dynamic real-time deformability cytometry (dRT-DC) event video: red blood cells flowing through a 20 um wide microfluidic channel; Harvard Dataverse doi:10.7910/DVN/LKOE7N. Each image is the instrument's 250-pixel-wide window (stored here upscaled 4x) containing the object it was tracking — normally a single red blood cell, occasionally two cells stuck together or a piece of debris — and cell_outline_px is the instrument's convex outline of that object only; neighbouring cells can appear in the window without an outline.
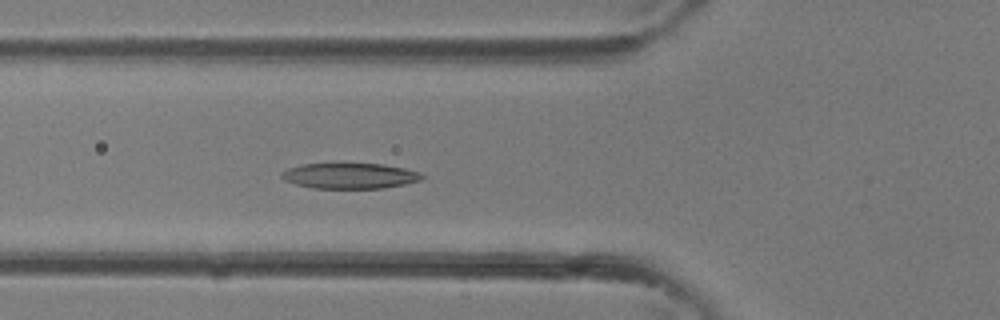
{"species": "common noctule bat (a hibernating species)", "species_latin": "Nyctalus noctula", "temperature_condition": "room temperature", "stored_images_in_passage": 36, "camera_frame_rate_fps": 3000, "um_per_image_px": 0.085, "animal": {"sex": "female"}, "frame": {"image": 1, "passage_image": 13, "time_ms": 4.0, "image_size_px": [1000, 320], "cell_outline_px": [[424, 176], [420, 180], [404, 184], [384, 188], [312, 188], [296, 184], [284, 180], [280, 176], [280, 172], [288, 168], [304, 164], [380, 164], [404, 168], [420, 172]], "centroid_in_image_um": [29.71, 14.95], "position_along_channel_um": 96.1, "area_um2": 20.75}}
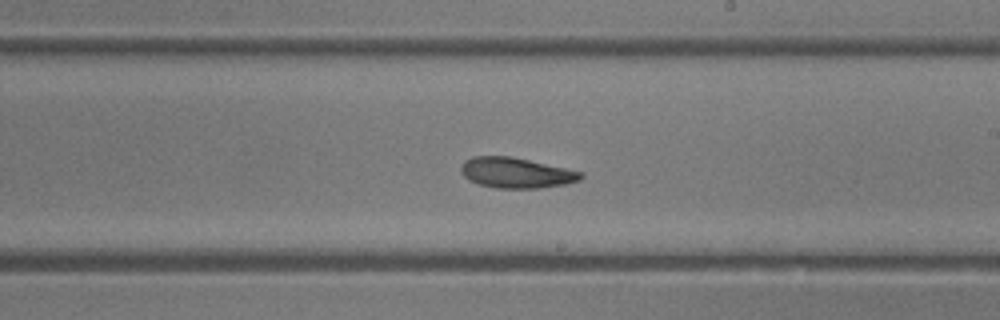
{"frame": {"image": 2, "passage_image": 21, "time_ms": 6.667, "image_size_px": [1000, 320], "cell_outline_px": [[584, 176], [580, 180], [564, 184], [540, 188], [496, 188], [480, 184], [468, 180], [460, 172], [460, 168], [464, 160], [472, 156], [512, 156], [584, 172]], "centroid_in_image_um": [43.86, 14.68], "position_along_channel_um": 245.1, "area_um2": 21.39}}
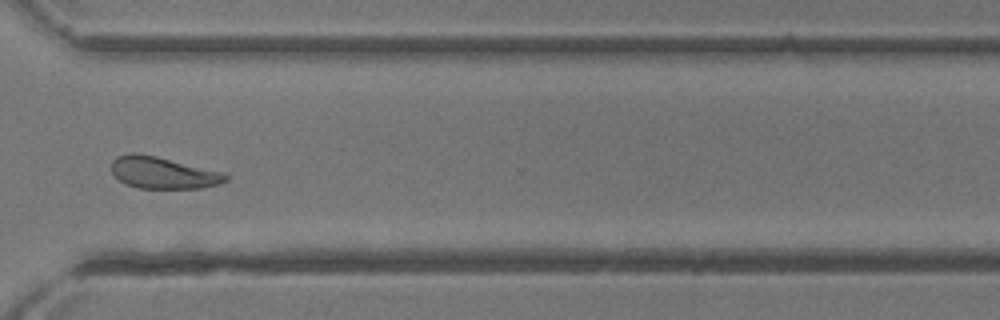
{"frame": {"image": 3, "passage_image": 27, "time_ms": 8.667, "image_size_px": [1000, 320], "cell_outline_px": [[228, 180], [220, 184], [200, 188], [140, 188], [124, 184], [112, 172], [112, 160], [116, 156], [128, 152], [132, 152], [156, 156], [224, 172], [228, 176]], "centroid_in_image_um": [13.86, 14.68], "position_along_channel_um": 356.7, "area_um2": 21.21}}